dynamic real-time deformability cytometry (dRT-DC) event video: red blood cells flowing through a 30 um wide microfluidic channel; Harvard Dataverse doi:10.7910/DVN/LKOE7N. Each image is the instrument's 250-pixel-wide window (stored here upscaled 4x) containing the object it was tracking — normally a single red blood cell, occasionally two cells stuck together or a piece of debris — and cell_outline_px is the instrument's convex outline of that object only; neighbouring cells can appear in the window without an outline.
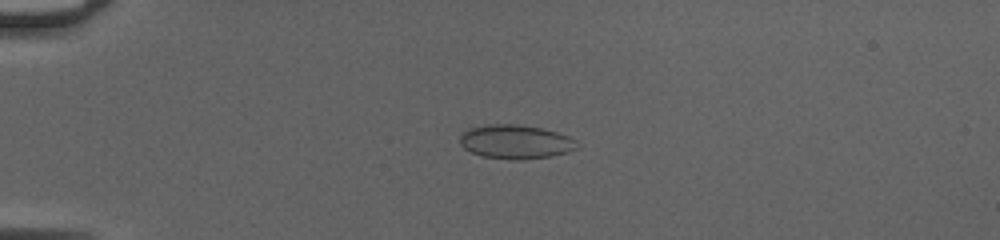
{"species": "common noctule bat (a hibernating species)", "species_latin": "Nyctalus noctula", "temperature_condition": "cold", "stored_images_in_passage": 51, "camera_frame_rate_fps": 3000, "um_per_image_px": 0.085, "animal": {"sex": "female", "body_mass_g": 20.0, "forearm_length_mm": 54.0}, "frame": {"image": 1, "passage_image": 14, "time_ms": 4.333, "image_size_px": [1000, 240], "cell_outline_px": [[580, 148], [568, 152], [552, 156], [524, 160], [512, 160], [480, 156], [464, 148], [460, 144], [460, 136], [468, 128], [492, 124], [516, 124], [540, 128], [556, 132], [568, 136], [576, 140]], "centroid_in_image_um": [43.85, 12.07], "position_along_channel_um": 41.2, "area_um2": 23.35}}
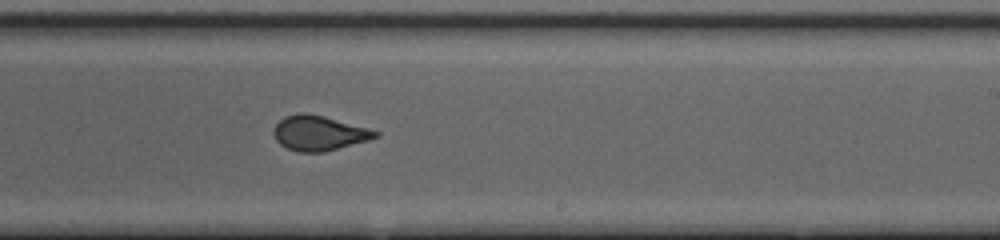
{"frame": {"image": 2, "passage_image": 33, "time_ms": 10.667, "image_size_px": [1000, 240], "cell_outline_px": [[380, 136], [368, 140], [324, 152], [300, 152], [288, 148], [280, 144], [276, 140], [272, 132], [276, 124], [284, 116], [296, 112], [308, 112], [324, 116], [368, 128], [380, 132]], "centroid_in_image_um": [27.09, 11.29], "position_along_channel_um": 261.9, "area_um2": 20.75}}
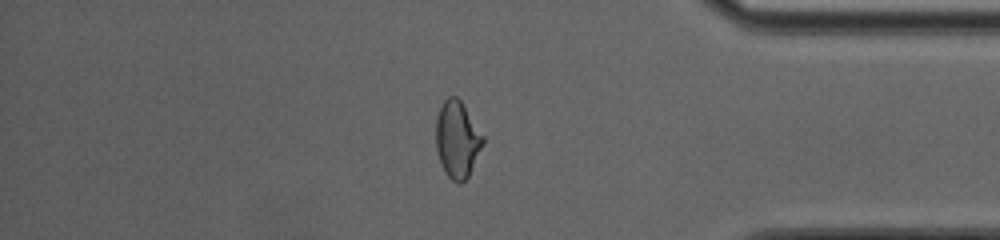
{"frame": {"image": 3, "passage_image": 44, "time_ms": 14.333, "image_size_px": [1000, 240], "cell_outline_px": [[484, 144], [468, 176], [460, 184], [456, 184], [444, 172], [440, 164], [436, 148], [436, 116], [444, 100], [448, 96], [456, 96], [460, 100], [484, 136]], "centroid_in_image_um": [38.86, 11.87], "position_along_channel_um": 396.3, "area_um2": 21.1}}